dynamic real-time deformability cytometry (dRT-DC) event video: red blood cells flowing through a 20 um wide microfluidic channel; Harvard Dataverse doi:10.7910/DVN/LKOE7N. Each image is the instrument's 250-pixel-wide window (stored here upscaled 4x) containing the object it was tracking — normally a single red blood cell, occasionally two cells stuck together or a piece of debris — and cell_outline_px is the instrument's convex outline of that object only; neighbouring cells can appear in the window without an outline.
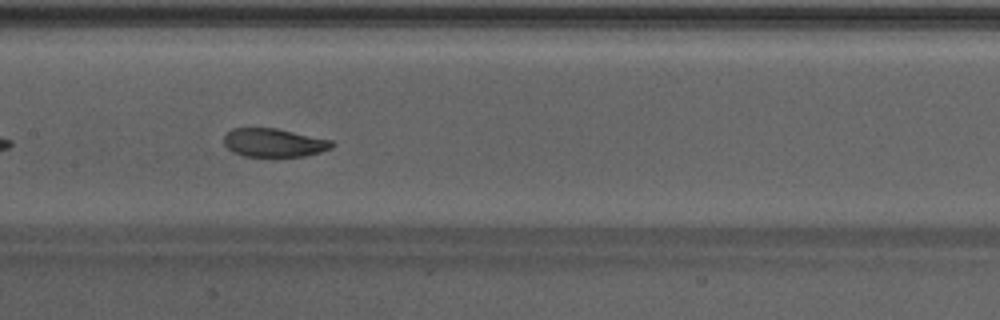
{"species": "Egyptian fruit bat (a non-hibernating species)", "species_latin": "Rousettus aegyptiacus", "temperature_condition": "warm", "stored_images_in_passage": 26, "camera_frame_rate_fps": 3000, "um_per_image_px": 0.085, "animal": {"sex": "male"}, "frame": {"image": 1, "passage_image": 11, "time_ms": 3.333, "image_size_px": [1000, 320], "cell_outline_px": [[336, 144], [332, 148], [320, 152], [304, 156], [244, 156], [232, 152], [224, 144], [224, 136], [232, 128], [276, 128], [332, 140]], "centroid_in_image_um": [23.3, 12.13], "position_along_channel_um": 184.1, "area_um2": 17.92}}
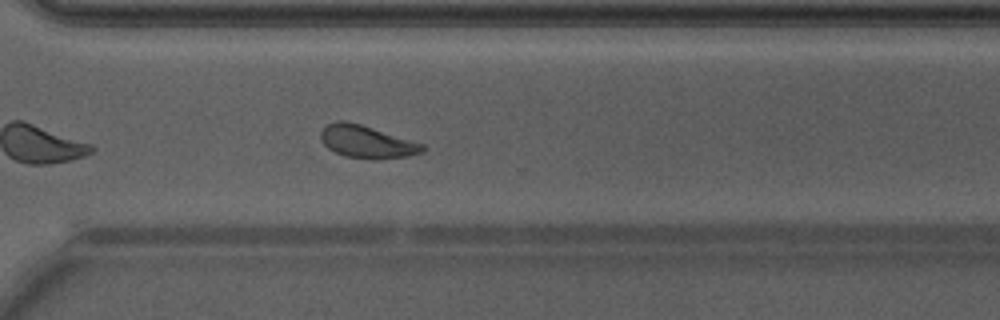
{"frame": {"image": 2, "passage_image": 22, "time_ms": 7.0, "image_size_px": [1000, 320], "cell_outline_px": [[424, 152], [408, 156], [344, 156], [328, 148], [324, 144], [320, 136], [320, 132], [324, 124], [336, 120], [348, 120], [424, 144]], "centroid_in_image_um": [31.1, 11.97], "position_along_channel_um": 339.5, "area_um2": 18.61}}